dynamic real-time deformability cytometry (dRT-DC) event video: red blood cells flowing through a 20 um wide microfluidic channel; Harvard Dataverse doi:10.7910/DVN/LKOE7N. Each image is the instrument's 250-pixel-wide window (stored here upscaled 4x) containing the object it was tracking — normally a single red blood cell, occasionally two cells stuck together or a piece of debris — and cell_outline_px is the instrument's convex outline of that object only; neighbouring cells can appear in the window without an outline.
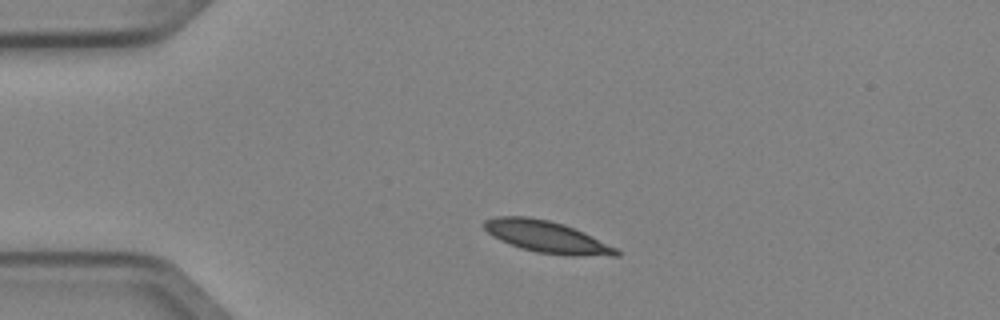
{"species": "Egyptian fruit bat (a non-hibernating species)", "species_latin": "Rousettus aegyptiacus", "temperature_condition": "cold", "stored_images_in_passage": 2, "camera_frame_rate_fps": 3000, "um_per_image_px": 0.085, "animal": {"sex": "female"}, "frame": {"image": 1, "passage_image": 1, "time_ms": 0.0, "image_size_px": [1000, 320], "cell_outline_px": [[620, 256], [572, 256], [536, 252], [520, 248], [500, 240], [492, 236], [480, 224], [484, 220], [496, 216], [528, 216], [548, 220], [564, 224], [584, 232], [616, 248], [620, 252]], "centroid_in_image_um": [46.45, 20.13], "position_along_channel_um": 38.6, "area_um2": 24.62}}